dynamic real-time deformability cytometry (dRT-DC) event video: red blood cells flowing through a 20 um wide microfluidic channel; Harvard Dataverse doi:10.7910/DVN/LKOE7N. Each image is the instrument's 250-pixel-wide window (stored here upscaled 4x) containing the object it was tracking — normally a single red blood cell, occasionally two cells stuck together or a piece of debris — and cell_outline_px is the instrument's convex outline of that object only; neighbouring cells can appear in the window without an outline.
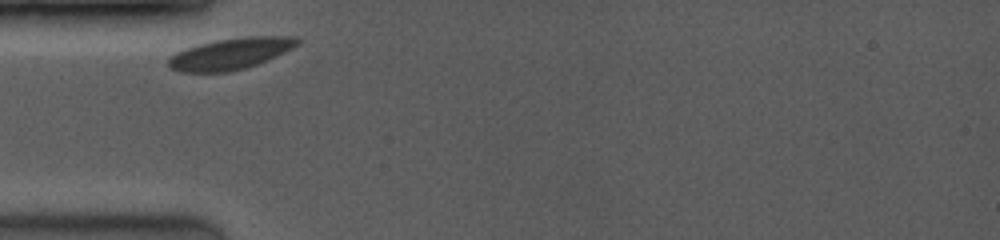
{"species": "common noctule bat (a hibernating species)", "species_latin": "Nyctalus noctula", "temperature_condition": "room temperature", "stored_images_in_passage": 24, "camera_frame_rate_fps": 3500, "um_per_image_px": 0.085, "animal": {"sex": "female", "body_mass_g": 19.0, "forearm_length_mm": 53.3}, "frame": {"image": 1, "passage_image": 1, "time_ms": 0.0, "image_size_px": [1000, 240], "cell_outline_px": [[300, 44], [276, 56], [256, 64], [244, 68], [228, 72], [180, 72], [168, 68], [168, 60], [176, 52], [200, 44], [216, 40], [244, 36], [296, 36], [300, 40]], "centroid_in_image_um": [19.61, 4.56], "position_along_channel_um": 65.4, "area_um2": 23.47}}
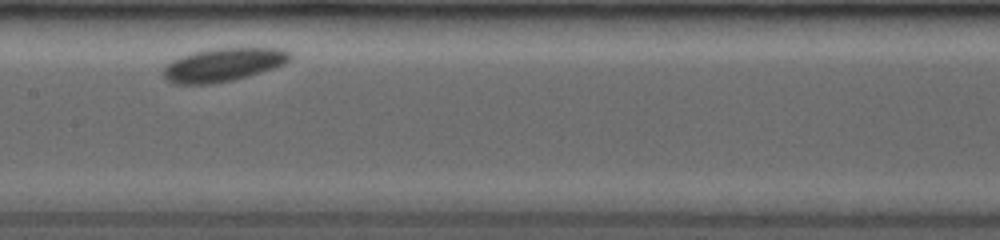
{"frame": {"image": 2, "passage_image": 11, "time_ms": 3.429, "image_size_px": [1000, 240], "cell_outline_px": [[292, 56], [284, 64], [248, 76], [232, 80], [212, 84], [172, 84], [164, 76], [164, 68], [172, 60], [180, 56], [212, 48], [284, 48], [292, 52]], "centroid_in_image_um": [18.99, 5.5], "position_along_channel_um": 188.4, "area_um2": 24.51}}
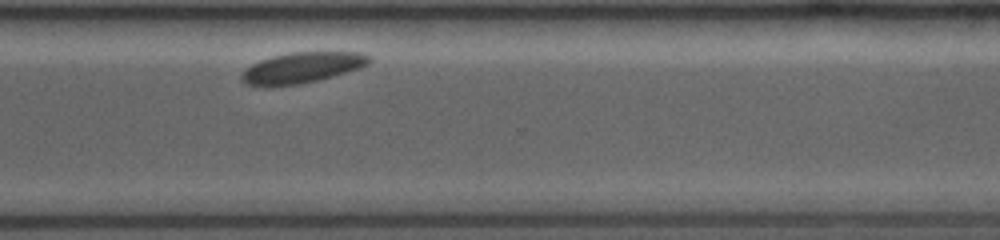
{"frame": {"image": 3, "passage_image": 24, "time_ms": 7.714, "image_size_px": [1000, 240], "cell_outline_px": [[372, 60], [368, 64], [360, 68], [332, 76], [300, 84], [248, 84], [240, 80], [240, 76], [252, 64], [260, 60], [272, 56], [292, 52], [360, 52], [372, 56]], "centroid_in_image_um": [25.75, 5.71], "position_along_channel_um": 344.8, "area_um2": 22.25}}